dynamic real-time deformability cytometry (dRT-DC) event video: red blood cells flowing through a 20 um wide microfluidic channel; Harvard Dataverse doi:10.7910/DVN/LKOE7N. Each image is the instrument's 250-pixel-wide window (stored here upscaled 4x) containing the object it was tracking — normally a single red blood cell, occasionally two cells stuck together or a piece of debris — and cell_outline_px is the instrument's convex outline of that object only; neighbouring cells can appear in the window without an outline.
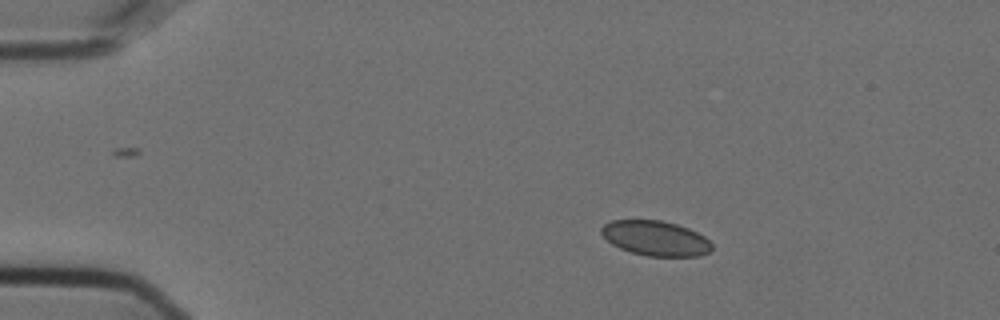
{"species": "Egyptian fruit bat (a non-hibernating species)", "species_latin": "Rousettus aegyptiacus", "temperature_condition": "cold", "stored_images_in_passage": 56, "camera_frame_rate_fps": 3000, "um_per_image_px": 0.085, "animal": {"sex": "female"}, "frame": {"image": 1, "passage_image": 10, "time_ms": 3.0, "image_size_px": [1000, 320], "cell_outline_px": [[712, 248], [708, 252], [700, 256], [648, 256], [632, 252], [620, 248], [612, 244], [600, 232], [600, 228], [604, 224], [612, 220], [660, 220], [676, 224], [688, 228], [704, 236], [712, 244]], "centroid_in_image_um": [55.72, 20.25], "position_along_channel_um": 29.3, "area_um2": 22.37}}
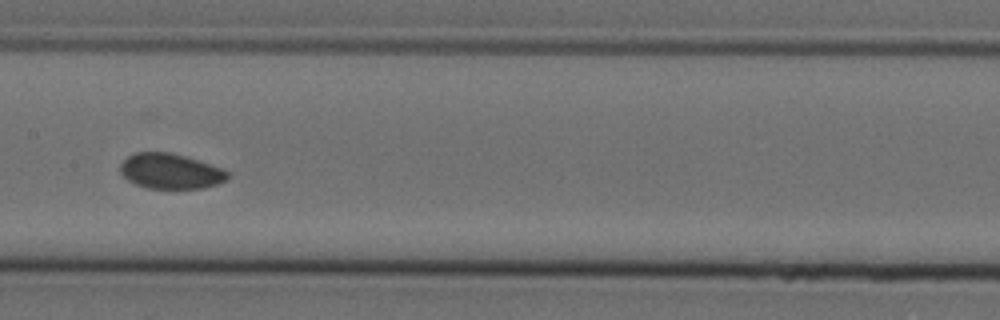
{"frame": {"image": 2, "passage_image": 29, "time_ms": 9.333, "image_size_px": [1000, 320], "cell_outline_px": [[228, 180], [204, 188], [148, 188], [136, 184], [128, 180], [120, 172], [120, 164], [128, 156], [136, 152], [168, 152], [184, 156], [224, 168], [228, 172]], "centroid_in_image_um": [14.5, 14.55], "position_along_channel_um": 192.9, "area_um2": 21.96}}
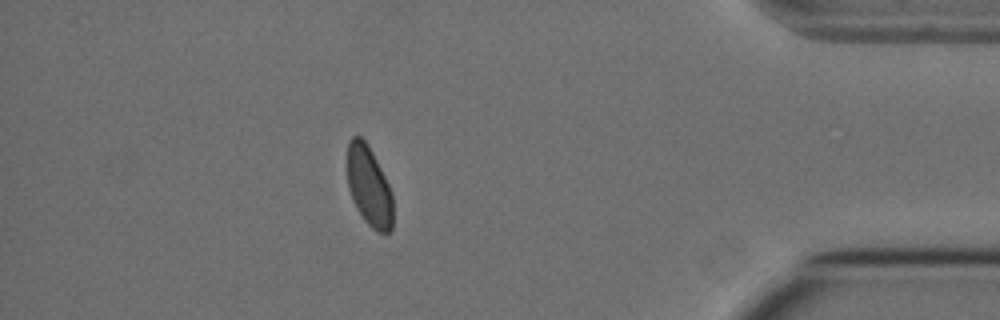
{"frame": {"image": 3, "passage_image": 50, "time_ms": 16.333, "image_size_px": [1000, 320], "cell_outline_px": [[392, 228], [388, 232], [376, 232], [364, 220], [356, 208], [352, 200], [348, 188], [348, 140], [352, 136], [360, 136], [368, 144], [392, 192]], "centroid_in_image_um": [31.35, 15.84], "position_along_channel_um": 403.8, "area_um2": 21.15}, "authors_computed_cell_mechanics": {"area_um2": 22.7154, "velocity_mm_per_s": 3.5834, "shape_relaxation_time_tau1_ms": null, "shape_relaxation_time_tau2_ms": 6.3356, "deformation_change_tau1": null, "deformation_change_tau2": 0.0546}}